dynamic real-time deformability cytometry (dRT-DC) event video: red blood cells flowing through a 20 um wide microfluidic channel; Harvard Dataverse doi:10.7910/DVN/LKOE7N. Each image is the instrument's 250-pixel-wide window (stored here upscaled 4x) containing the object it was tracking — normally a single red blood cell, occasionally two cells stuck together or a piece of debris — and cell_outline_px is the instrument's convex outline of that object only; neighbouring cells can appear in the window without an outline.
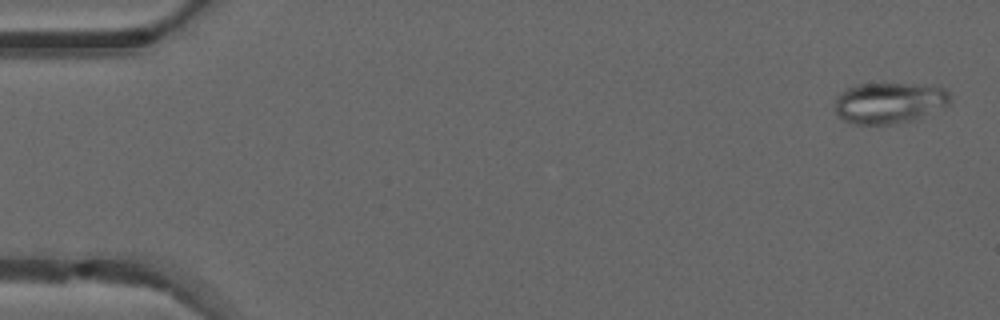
{"species": "common noctule bat (a hibernating species)", "species_latin": "Nyctalus noctula", "temperature_condition": "warm", "stored_images_in_passage": 49, "camera_frame_rate_fps": 3000, "um_per_image_px": 0.085, "animal": {"sex": "male", "forearm_length_mm": 52.5}, "frame": {"image": 1, "passage_image": 1, "time_ms": 0.0, "image_size_px": [1000, 320], "cell_outline_px": [[952, 100], [948, 104], [912, 120], [888, 124], [856, 124], [844, 120], [836, 112], [836, 96], [840, 92], [856, 84], [912, 84], [944, 88], [948, 92]], "centroid_in_image_um": [75.55, 8.73], "position_along_channel_um": 9.4, "area_um2": 27.05}}
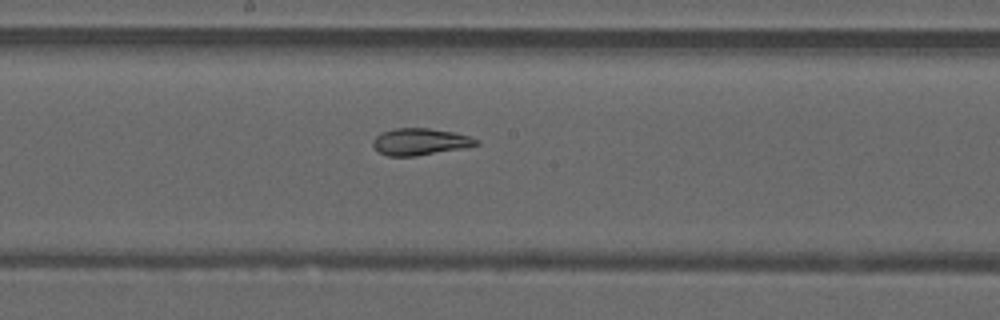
{"frame": {"image": 2, "passage_image": 26, "time_ms": 8.333, "image_size_px": [1000, 320], "cell_outline_px": [[480, 144], [464, 148], [416, 156], [388, 156], [380, 152], [372, 144], [372, 140], [380, 132], [396, 128], [428, 128], [452, 132], [468, 136], [480, 140]], "centroid_in_image_um": [35.71, 12.04], "position_along_channel_um": 212.5, "area_um2": 16.13}}
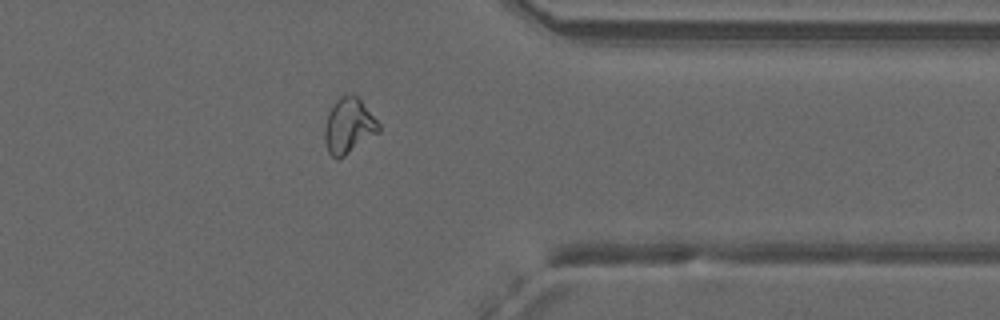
{"frame": {"image": 3, "passage_image": 39, "time_ms": 12.667, "image_size_px": [1000, 320], "cell_outline_px": [[380, 132], [344, 156], [336, 160], [328, 152], [324, 140], [324, 128], [328, 112], [332, 104], [340, 96], [352, 92], [360, 100], [380, 124]], "centroid_in_image_um": [29.62, 10.69], "position_along_channel_um": 381.8, "area_um2": 17.57}, "authors_computed_cell_mechanics": {"area_um2": 19.0162, "velocity_mm_per_s": 4.1304, "shape_relaxation_time_tau1_ms": null, "shape_relaxation_time_tau2_ms": 2.7234, "deformation_change_tau1": null, "deformation_change_tau2": 0.0827}}